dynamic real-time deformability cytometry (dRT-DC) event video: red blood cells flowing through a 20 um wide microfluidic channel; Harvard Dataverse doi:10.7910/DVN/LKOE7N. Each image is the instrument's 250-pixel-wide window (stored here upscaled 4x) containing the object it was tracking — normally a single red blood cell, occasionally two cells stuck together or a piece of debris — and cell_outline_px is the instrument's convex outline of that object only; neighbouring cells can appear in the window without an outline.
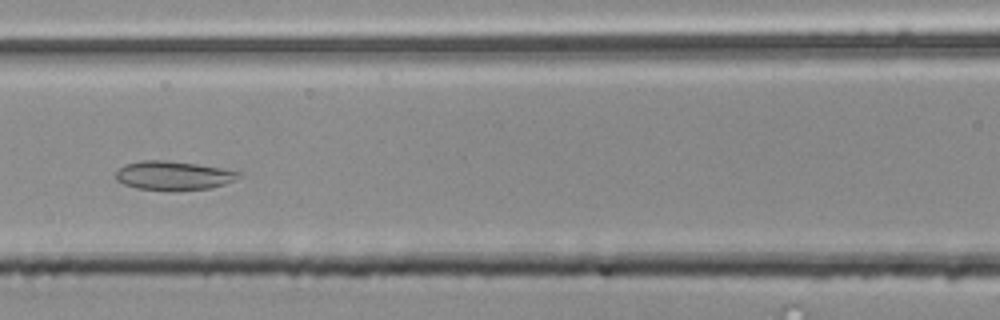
{"species": "common noctule bat (a hibernating species)", "species_latin": "Nyctalus noctula", "temperature_condition": "room temperature", "stored_images_in_passage": 54, "camera_frame_rate_fps": 3000, "um_per_image_px": 0.085, "animal": {"sex": "male", "body_mass_g": 20.4}, "frame": {"image": 1, "passage_image": 23, "time_ms": 7.333, "image_size_px": [1000, 320], "cell_outline_px": [[240, 176], [236, 180], [212, 188], [172, 192], [168, 192], [136, 188], [124, 184], [116, 180], [116, 172], [124, 164], [140, 160], [164, 160], [196, 164], [224, 168], [240, 172]], "centroid_in_image_um": [14.74, 14.94], "position_along_channel_um": 151.9, "area_um2": 21.21}}
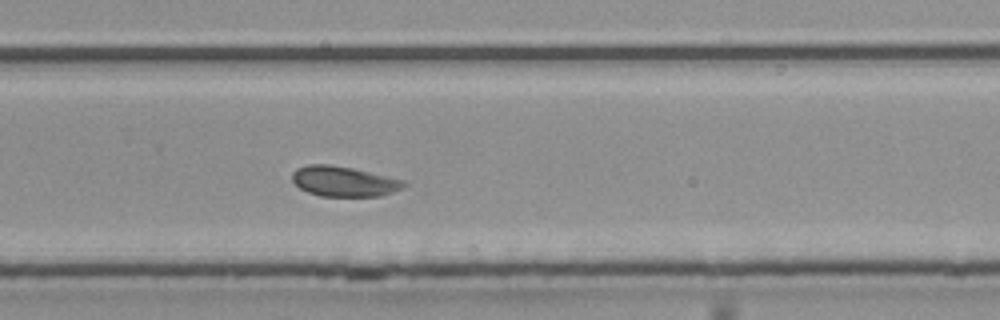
{"frame": {"image": 2, "passage_image": 35, "time_ms": 11.333, "image_size_px": [1000, 320], "cell_outline_px": [[408, 184], [404, 188], [380, 196], [320, 196], [308, 192], [300, 188], [292, 180], [292, 172], [296, 168], [308, 164], [328, 164], [352, 168], [408, 180]], "centroid_in_image_um": [29.27, 15.41], "position_along_channel_um": 300.5, "area_um2": 19.88}}
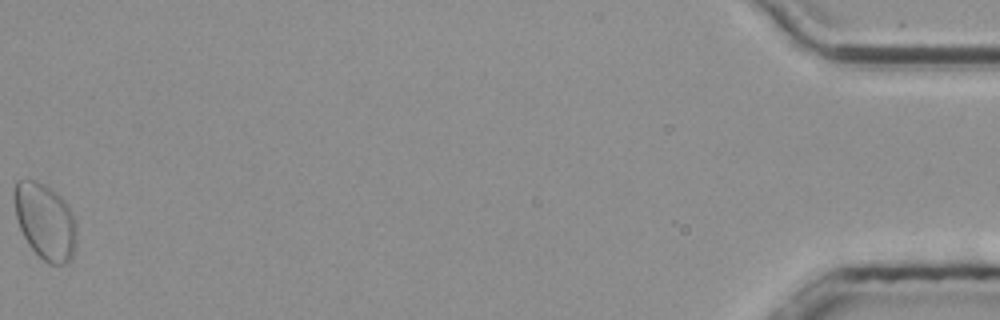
{"frame": {"image": 3, "passage_image": 54, "time_ms": 17.667, "image_size_px": [1000, 320], "cell_outline_px": [[76, 244], [72, 256], [64, 264], [48, 264], [28, 244], [20, 228], [16, 216], [12, 200], [12, 192], [16, 180], [36, 180], [44, 184], [56, 192], [68, 204], [76, 228]], "centroid_in_image_um": [3.81, 18.78], "position_along_channel_um": 431.4, "area_um2": 27.69}, "authors_computed_cell_mechanics": {"area_um2": 24.3049, "velocity_mm_per_s": 3.7331, "shape_relaxation_time_tau1_ms": null, "shape_relaxation_time_tau2_ms": 2.2946, "deformation_change_tau1": null, "deformation_change_tau2": 0.0631}}